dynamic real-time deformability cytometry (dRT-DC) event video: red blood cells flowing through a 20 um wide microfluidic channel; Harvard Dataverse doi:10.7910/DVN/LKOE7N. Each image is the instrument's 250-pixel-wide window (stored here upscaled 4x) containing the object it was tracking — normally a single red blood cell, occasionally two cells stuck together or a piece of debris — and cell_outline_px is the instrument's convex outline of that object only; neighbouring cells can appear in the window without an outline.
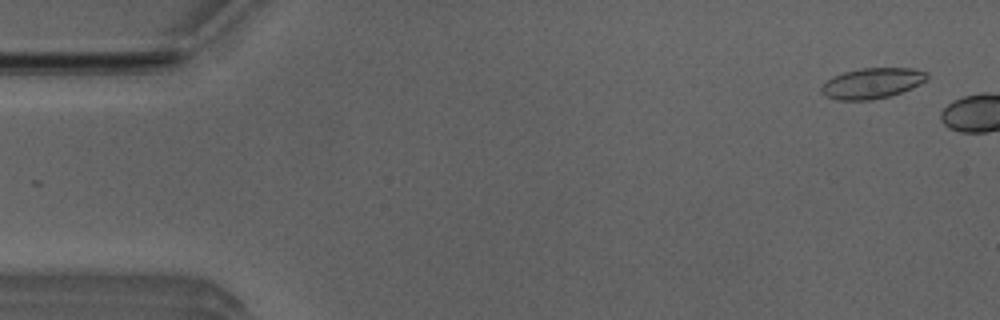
{"species": "Egyptian fruit bat (a non-hibernating species)", "species_latin": "Rousettus aegyptiacus", "temperature_condition": "room temperature", "stored_images_in_passage": 2, "camera_frame_rate_fps": 3000, "um_per_image_px": 0.085, "animal": {"sex": "male"}, "frame": {"image": 1, "passage_image": 1, "time_ms": 0.0, "image_size_px": [1000, 320], "cell_outline_px": [[928, 80], [912, 88], [888, 96], [868, 100], [836, 100], [824, 96], [820, 92], [820, 88], [832, 76], [844, 72], [860, 68], [912, 68], [928, 72]], "centroid_in_image_um": [74.12, 7.07], "position_along_channel_um": 10.9, "area_um2": 18.9}}